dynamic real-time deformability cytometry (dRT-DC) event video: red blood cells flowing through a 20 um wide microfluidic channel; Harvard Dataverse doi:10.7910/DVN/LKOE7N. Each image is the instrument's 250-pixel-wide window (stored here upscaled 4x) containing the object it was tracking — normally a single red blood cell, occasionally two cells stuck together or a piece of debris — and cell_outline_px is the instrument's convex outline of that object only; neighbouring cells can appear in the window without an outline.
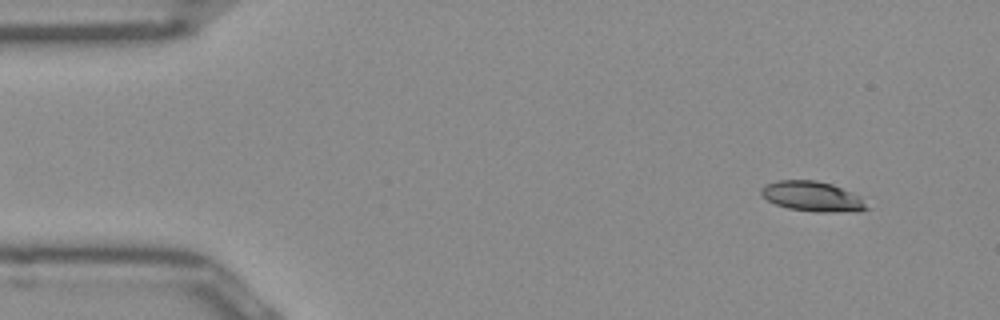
{"species": "Egyptian fruit bat (a non-hibernating species)", "species_latin": "Rousettus aegyptiacus", "temperature_condition": "room temperature", "stored_images_in_passage": 50, "camera_frame_rate_fps": 3000, "um_per_image_px": 0.085, "frame": {"image": 1, "passage_image": 4, "time_ms": 1.0, "image_size_px": [1000, 320], "cell_outline_px": [[872, 208], [860, 212], [816, 212], [788, 208], [776, 204], [768, 200], [760, 192], [760, 188], [764, 184], [776, 180], [816, 180], [832, 184], [852, 192], [860, 196]], "centroid_in_image_um": [69.11, 16.7], "position_along_channel_um": 15.9, "area_um2": 18.84}}
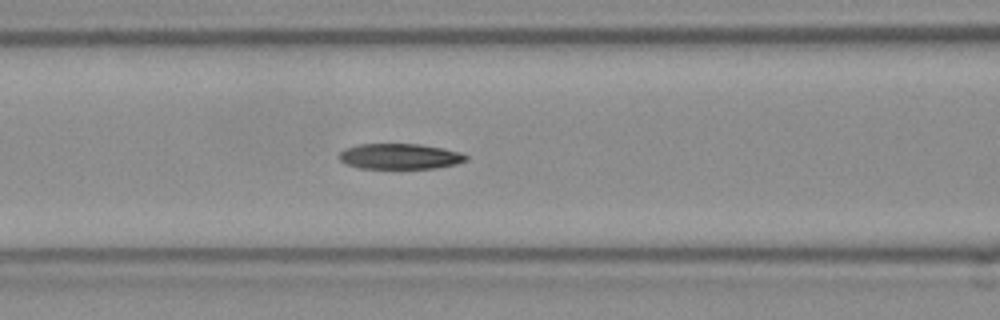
{"frame": {"image": 2, "passage_image": 20, "time_ms": 6.333, "image_size_px": [1000, 320], "cell_outline_px": [[468, 160], [456, 164], [436, 168], [360, 168], [348, 164], [340, 160], [336, 156], [344, 148], [360, 144], [420, 144], [444, 148], [460, 152], [468, 156]], "centroid_in_image_um": [33.99, 13.28], "position_along_channel_um": 132.6, "area_um2": 18.96}}
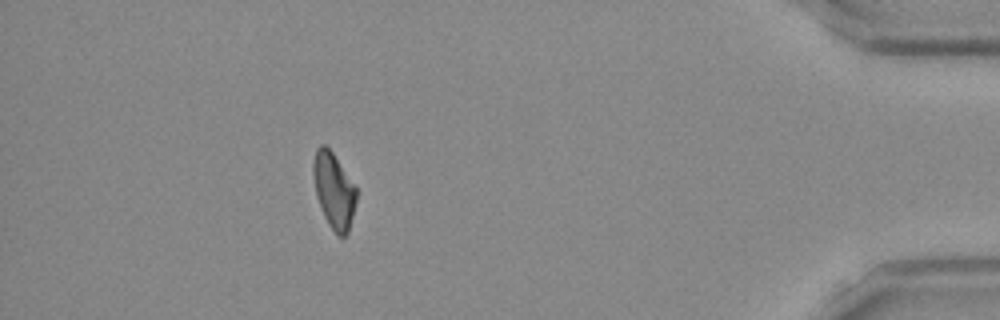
{"frame": {"image": 3, "passage_image": 45, "time_ms": 14.667, "image_size_px": [1000, 320], "cell_outline_px": [[356, 200], [348, 232], [344, 236], [340, 236], [328, 224], [324, 216], [316, 196], [312, 172], [312, 164], [316, 148], [320, 144], [324, 144], [332, 152], [356, 188]], "centroid_in_image_um": [28.34, 16.16], "position_along_channel_um": 406.9, "area_um2": 18.67}, "authors_computed_cell_mechanics": {"area_um2": 19.2185, "velocity_mm_per_s": 3.9705, "shape_relaxation_time_tau1_ms": 6.2395, "shape_relaxation_time_tau2_ms": 6.3262, "deformation_change_tau1": 0.1836, "deformation_change_tau2": 0.1386}}